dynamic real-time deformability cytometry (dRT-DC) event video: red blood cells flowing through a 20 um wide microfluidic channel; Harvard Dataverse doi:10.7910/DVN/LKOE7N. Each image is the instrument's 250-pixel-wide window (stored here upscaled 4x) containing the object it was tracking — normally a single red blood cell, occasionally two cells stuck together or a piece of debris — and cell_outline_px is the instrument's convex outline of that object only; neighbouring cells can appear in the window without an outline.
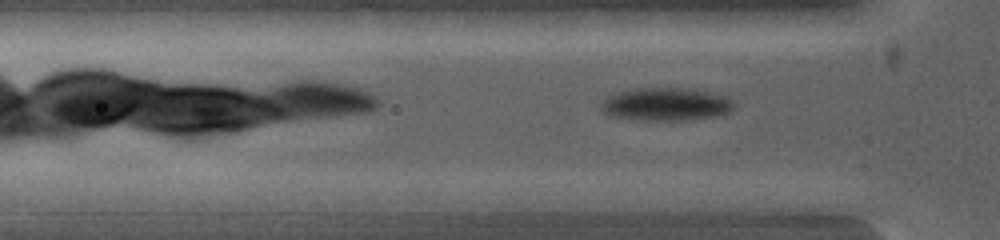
{"species": "common noctule bat (a hibernating species)", "species_latin": "Nyctalus noctula", "temperature_condition": "warm", "stored_images_in_passage": 4, "camera_frame_rate_fps": 5000, "um_per_image_px": 0.085, "animal": {"sex": "female", "body_mass_g": 19.0, "forearm_length_mm": 53.3}, "frame": {"image": 1, "passage_image": 4, "time_ms": 2.2, "image_size_px": [1000, 240], "cell_outline_px": [[612, 200], [592, 212], [520, 212], [512, 200], [520, 192], [560, 192]], "centroid_in_image_um": [47.33, 17.21], "position_along_channel_um": 78.5, "area_um2": 11.5}}